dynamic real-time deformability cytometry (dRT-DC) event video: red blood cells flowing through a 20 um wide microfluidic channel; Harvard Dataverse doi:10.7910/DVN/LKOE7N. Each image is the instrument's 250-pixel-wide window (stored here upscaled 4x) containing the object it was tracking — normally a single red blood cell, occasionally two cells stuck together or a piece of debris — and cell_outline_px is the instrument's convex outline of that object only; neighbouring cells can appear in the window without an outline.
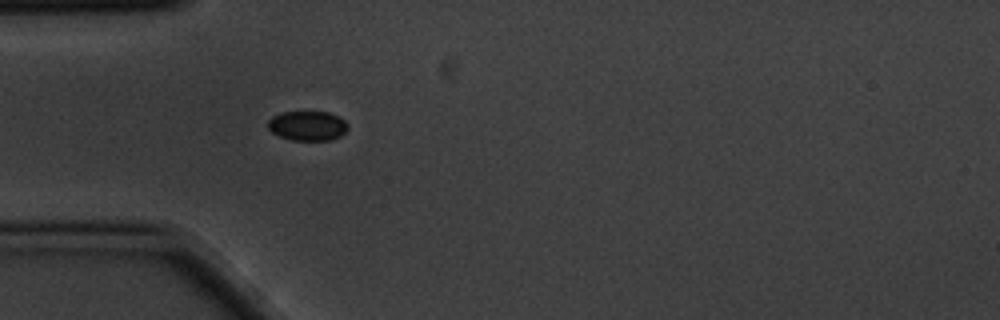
{"species": "common noctule bat (a hibernating species)", "species_latin": "Nyctalus noctula", "temperature_condition": "cold", "stored_images_in_passage": 3, "camera_frame_rate_fps": 3000, "um_per_image_px": 0.085, "animal": {"sex": "male", "body_mass_g": 20.1, "forearm_length_mm": 53.5}, "frame": {"image": 1, "passage_image": 3, "time_ms": 0.667, "image_size_px": [1000, 320], "cell_outline_px": [[348, 128], [340, 136], [328, 140], [292, 140], [280, 136], [272, 132], [268, 128], [268, 120], [272, 116], [280, 112], [328, 112], [344, 120], [348, 124]], "centroid_in_image_um": [26.12, 10.68], "position_along_channel_um": 58.9, "area_um2": 13.7}}